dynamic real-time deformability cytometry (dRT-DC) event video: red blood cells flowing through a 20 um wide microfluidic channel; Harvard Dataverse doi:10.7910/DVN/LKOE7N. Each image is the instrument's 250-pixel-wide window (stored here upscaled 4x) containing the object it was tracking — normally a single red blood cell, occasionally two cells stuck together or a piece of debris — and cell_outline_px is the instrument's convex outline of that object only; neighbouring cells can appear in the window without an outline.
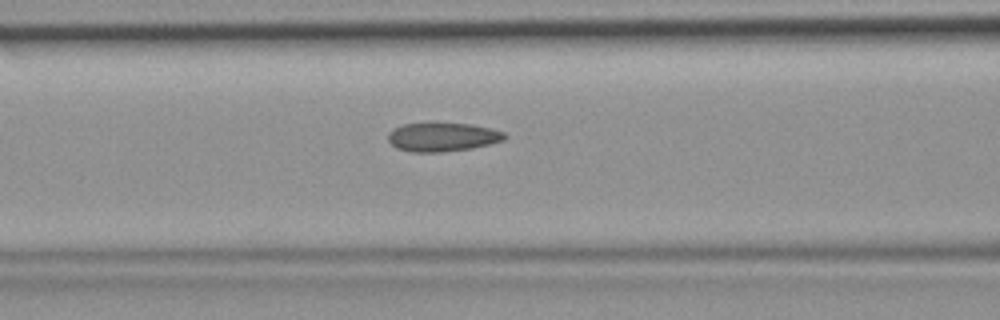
{"species": "common noctule bat (a hibernating species)", "species_latin": "Nyctalus noctula", "temperature_condition": "room temperature", "stored_images_in_passage": 6, "camera_frame_rate_fps": 3000, "um_per_image_px": 0.085, "animal": {"sex": "female", "body_mass_g": 19.9}, "frame": {"image": 1, "passage_image": 6, "time_ms": 1.667, "image_size_px": [1000, 320], "cell_outline_px": [[508, 136], [504, 140], [472, 148], [440, 152], [412, 152], [396, 148], [388, 140], [388, 132], [392, 128], [404, 124], [432, 120], [472, 124], [492, 128], [504, 132]], "centroid_in_image_um": [37.59, 11.59], "position_along_channel_um": 129.0, "area_um2": 20.4}}